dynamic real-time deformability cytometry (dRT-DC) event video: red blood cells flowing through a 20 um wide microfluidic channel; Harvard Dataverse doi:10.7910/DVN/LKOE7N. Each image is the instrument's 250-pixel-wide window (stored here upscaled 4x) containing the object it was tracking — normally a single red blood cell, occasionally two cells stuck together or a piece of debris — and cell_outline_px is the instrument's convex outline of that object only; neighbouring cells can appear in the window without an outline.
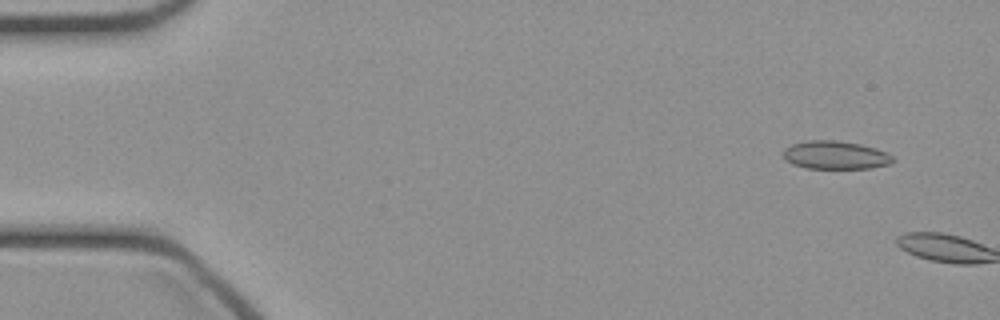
{"species": "common noctule bat (a hibernating species)", "species_latin": "Nyctalus noctula", "temperature_condition": "cold", "stored_images_in_passage": 6, "camera_frame_rate_fps": 3000, "um_per_image_px": 0.085, "animal": {"sex": "female", "body_mass_g": 21.9}, "frame": {"image": 1, "passage_image": 4, "time_ms": 1.0, "image_size_px": [1000, 320], "cell_outline_px": [[896, 160], [892, 164], [872, 168], [804, 168], [792, 164], [784, 160], [784, 148], [792, 144], [808, 140], [836, 140], [860, 144], [876, 148], [888, 152]], "centroid_in_image_um": [71.04, 13.18], "position_along_channel_um": 14.0, "area_um2": 18.26}}